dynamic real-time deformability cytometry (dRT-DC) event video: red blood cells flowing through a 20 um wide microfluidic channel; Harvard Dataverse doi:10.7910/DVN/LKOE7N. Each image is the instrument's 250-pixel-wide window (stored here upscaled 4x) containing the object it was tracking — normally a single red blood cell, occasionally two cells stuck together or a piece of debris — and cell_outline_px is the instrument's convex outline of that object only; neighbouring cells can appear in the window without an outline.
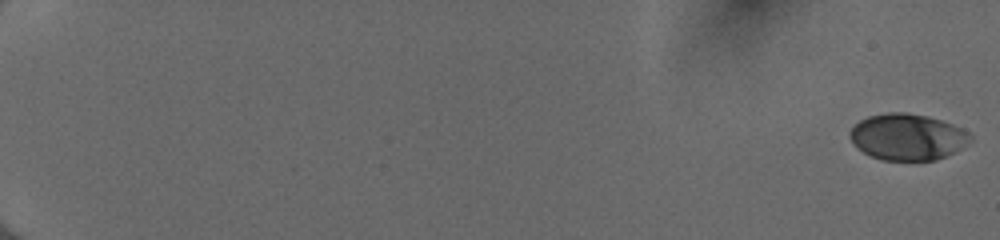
{"species": "human", "species_latin": "Homo sapiens", "temperature_condition": "cold", "stored_images_in_passage": 55, "camera_frame_rate_fps": 3000, "um_per_image_px": 0.085, "donor": {"sex": "female"}, "frame": {"image": 1, "passage_image": 1, "time_ms": 0.0, "image_size_px": [1000, 240], "cell_outline_px": [[972, 140], [960, 148], [936, 160], [884, 160], [872, 156], [856, 148], [848, 136], [848, 132], [860, 120], [868, 116], [888, 112], [908, 112], [928, 116], [964, 128], [972, 136]], "centroid_in_image_um": [77.12, 11.62], "position_along_channel_um": 7.9, "area_um2": 32.54}}
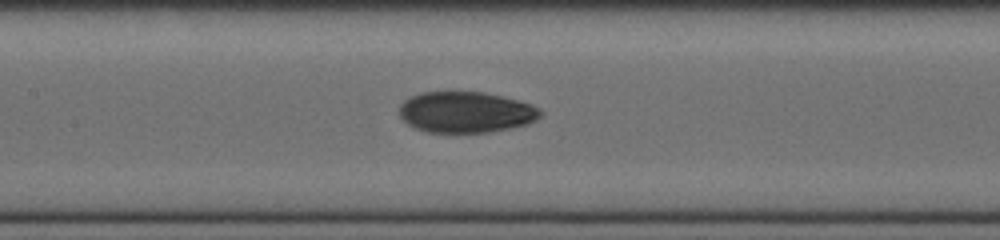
{"frame": {"image": 2, "passage_image": 30, "time_ms": 9.667, "image_size_px": [1000, 240], "cell_outline_px": [[544, 112], [536, 120], [528, 124], [512, 128], [488, 132], [424, 132], [412, 128], [400, 116], [400, 104], [404, 100], [420, 92], [484, 92], [532, 104], [540, 108]], "centroid_in_image_um": [39.6, 9.54], "position_along_channel_um": 167.8, "area_um2": 33.87}}
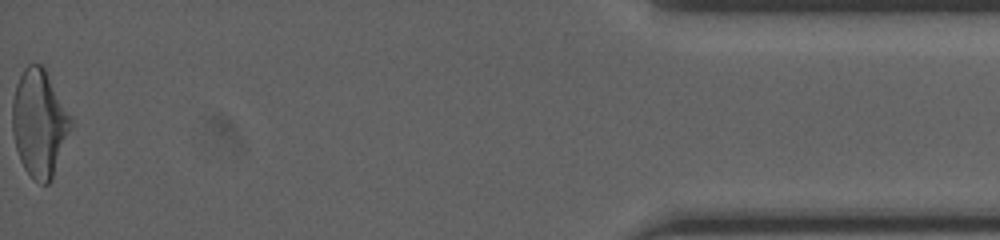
{"frame": {"image": 3, "passage_image": 55, "time_ms": 18.0, "image_size_px": [1000, 240], "cell_outline_px": [[72, 124], [52, 180], [48, 184], [40, 184], [24, 168], [20, 160], [16, 148], [12, 132], [12, 100], [16, 84], [24, 68], [28, 64], [40, 64], [44, 68], [72, 120]], "centroid_in_image_um": [3.31, 10.48], "position_along_channel_um": 431.9, "area_um2": 36.01}, "authors_computed_cell_mechanics": {"area_um2": 33.6974, "velocity_mm_per_s": 4.0437, "shape_relaxation_time_tau1_ms": 3.649, "shape_relaxation_time_tau2_ms": 1.6342, "deformation_change_tau1": 0.1301, "deformation_change_tau2": 0.0602}}